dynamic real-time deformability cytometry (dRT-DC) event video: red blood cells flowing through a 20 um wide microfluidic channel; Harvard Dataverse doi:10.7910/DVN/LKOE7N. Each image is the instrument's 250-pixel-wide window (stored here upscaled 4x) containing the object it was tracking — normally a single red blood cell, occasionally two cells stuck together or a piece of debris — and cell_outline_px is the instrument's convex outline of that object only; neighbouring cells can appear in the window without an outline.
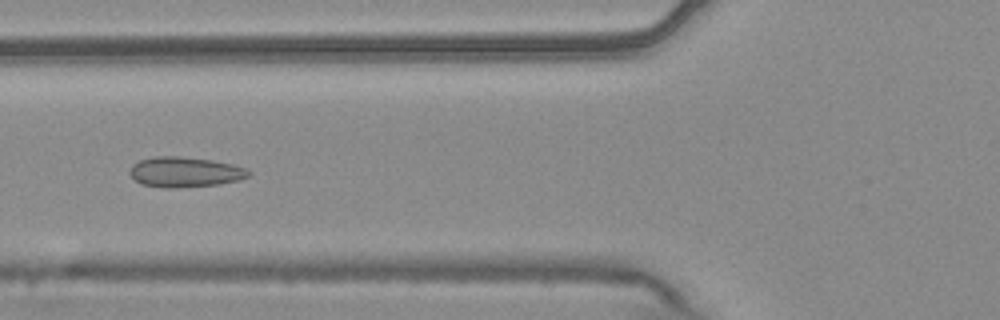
{"species": "common noctule bat (a hibernating species)", "species_latin": "Nyctalus noctula", "temperature_condition": "warm", "stored_images_in_passage": 8, "camera_frame_rate_fps": 3000, "um_per_image_px": 0.085, "animal": {"sex": "male", "body_mass_g": 20.4}, "frame": {"image": 1, "passage_image": 5, "time_ms": 1.333, "image_size_px": [1000, 320], "cell_outline_px": [[252, 172], [248, 176], [240, 180], [220, 184], [172, 188], [164, 188], [140, 184], [128, 172], [132, 164], [140, 160], [156, 156], [180, 156], [212, 160], [232, 164], [244, 168]], "centroid_in_image_um": [15.71, 14.62], "position_along_channel_um": 110.1, "area_um2": 20.98}}
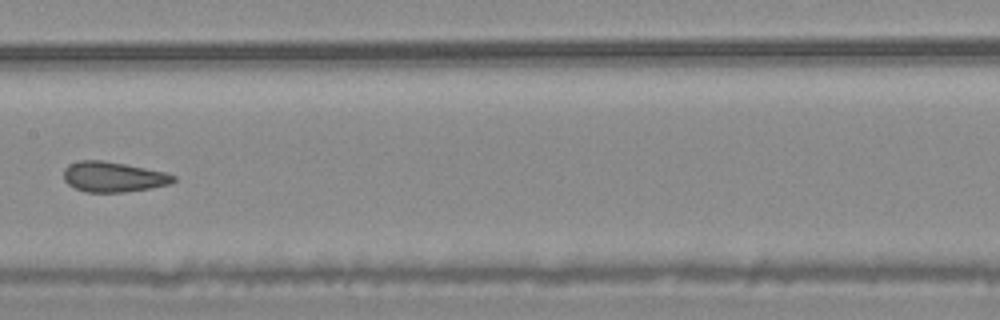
{"frame": {"image": 2, "passage_image": 7, "time_ms": 2.0, "image_size_px": [1000, 320], "cell_outline_px": [[176, 180], [168, 184], [148, 188], [124, 192], [84, 192], [68, 184], [64, 180], [64, 168], [68, 164], [80, 160], [104, 160], [164, 172], [176, 176]], "centroid_in_image_um": [9.58, 15.03], "position_along_channel_um": 197.8, "area_um2": 19.19}}
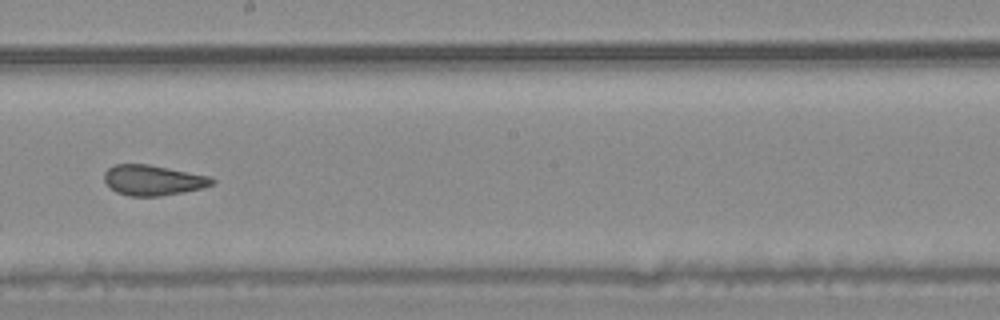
{"frame": {"image": 3, "passage_image": 8, "time_ms": 2.333, "image_size_px": [1000, 320], "cell_outline_px": [[216, 180], [212, 184], [200, 188], [184, 192], [160, 196], [128, 196], [116, 192], [104, 180], [104, 172], [112, 164], [148, 164], [208, 176]], "centroid_in_image_um": [12.96, 15.31], "position_along_channel_um": 235.2, "area_um2": 18.9}}